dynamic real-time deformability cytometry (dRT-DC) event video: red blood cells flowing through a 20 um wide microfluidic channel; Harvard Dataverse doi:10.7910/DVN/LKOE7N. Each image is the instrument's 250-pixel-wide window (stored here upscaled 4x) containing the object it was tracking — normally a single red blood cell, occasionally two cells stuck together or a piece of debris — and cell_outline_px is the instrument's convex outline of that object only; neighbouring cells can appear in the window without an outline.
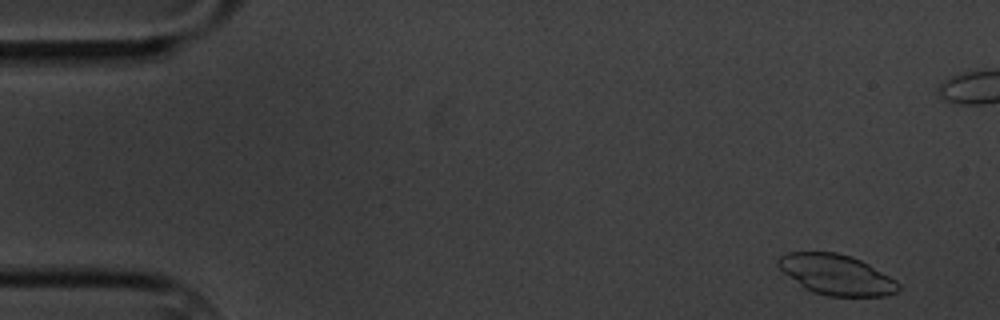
{"species": "common noctule bat (a hibernating species)", "species_latin": "Nyctalus noctula", "temperature_condition": "cold", "stored_images_in_passage": 5, "camera_frame_rate_fps": 3000, "um_per_image_px": 0.085, "animal": {"sex": "male", "body_mass_g": 20.1, "forearm_length_mm": 53.5}, "frame": {"image": 1, "passage_image": 1, "time_ms": 0.0, "image_size_px": [1000, 320], "cell_outline_px": [[900, 288], [896, 292], [884, 296], [828, 296], [812, 292], [804, 288], [784, 272], [776, 264], [780, 256], [788, 252], [836, 252], [852, 256], [868, 264], [896, 280], [900, 284]], "centroid_in_image_um": [71.09, 23.35], "position_along_channel_um": 13.9, "area_um2": 28.15}}